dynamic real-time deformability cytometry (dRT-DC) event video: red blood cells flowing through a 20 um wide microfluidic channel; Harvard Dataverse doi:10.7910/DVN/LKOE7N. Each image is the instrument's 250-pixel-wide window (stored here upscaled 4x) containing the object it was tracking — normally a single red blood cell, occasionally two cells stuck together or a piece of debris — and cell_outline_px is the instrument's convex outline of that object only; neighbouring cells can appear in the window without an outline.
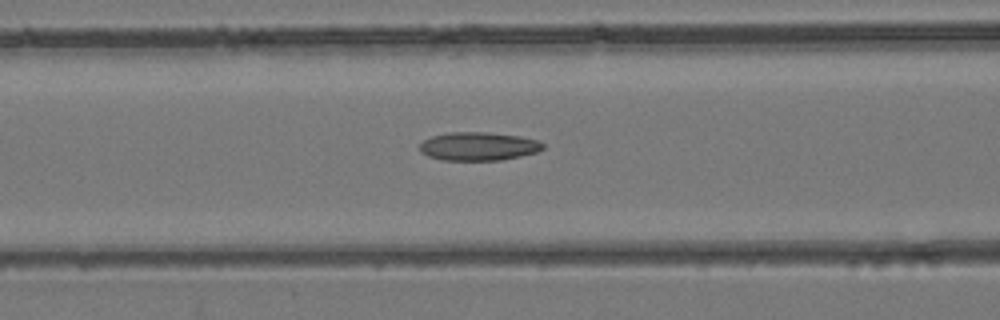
{"species": "common noctule bat (a hibernating species)", "species_latin": "Nyctalus noctula", "temperature_condition": "room temperature", "stored_images_in_passage": 35, "camera_frame_rate_fps": 3000, "um_per_image_px": 0.085, "animal": {"sex": "female", "body_mass_g": 24.6, "forearm_length_mm": 56.2}, "frame": {"image": 1, "passage_image": 17, "time_ms": 5.333, "image_size_px": [1000, 320], "cell_outline_px": [[544, 148], [536, 152], [520, 156], [500, 160], [440, 160], [428, 156], [420, 152], [420, 144], [424, 140], [432, 136], [448, 132], [488, 132], [520, 136], [540, 140], [544, 144]], "centroid_in_image_um": [40.67, 12.43], "position_along_channel_um": 125.9, "area_um2": 20.52}}
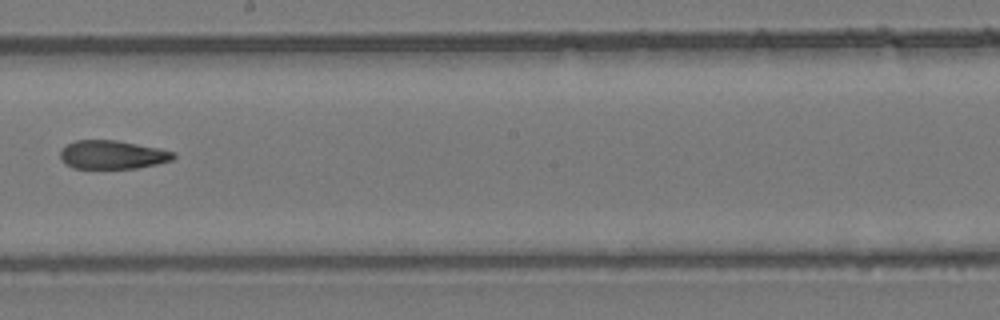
{"frame": {"image": 2, "passage_image": 24, "time_ms": 7.667, "image_size_px": [1000, 320], "cell_outline_px": [[176, 156], [172, 160], [156, 164], [136, 168], [72, 168], [60, 160], [60, 152], [68, 144], [76, 140], [116, 140], [160, 148], [176, 152]], "centroid_in_image_um": [9.57, 13.15], "position_along_channel_um": 238.6, "area_um2": 18.84}}
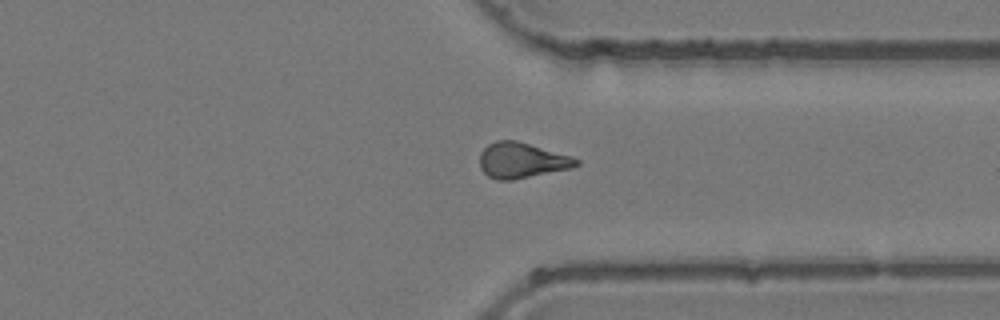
{"frame": {"image": 3, "passage_image": 32, "time_ms": 10.333, "image_size_px": [1000, 320], "cell_outline_px": [[580, 164], [572, 168], [512, 180], [496, 180], [488, 176], [480, 168], [480, 152], [488, 144], [496, 140], [516, 140], [568, 156], [580, 160]], "centroid_in_image_um": [44.3, 13.64], "position_along_channel_um": 367.1, "area_um2": 19.77}}